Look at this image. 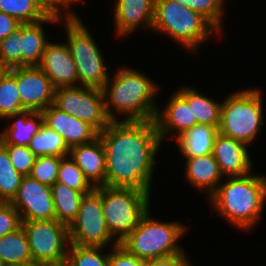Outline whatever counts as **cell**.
<instances>
[{"label": "cell", "instance_id": "35", "mask_svg": "<svg viewBox=\"0 0 266 266\" xmlns=\"http://www.w3.org/2000/svg\"><path fill=\"white\" fill-rule=\"evenodd\" d=\"M225 0H191L190 9L202 14L207 18L219 31L222 32L224 25V5Z\"/></svg>", "mask_w": 266, "mask_h": 266}, {"label": "cell", "instance_id": "18", "mask_svg": "<svg viewBox=\"0 0 266 266\" xmlns=\"http://www.w3.org/2000/svg\"><path fill=\"white\" fill-rule=\"evenodd\" d=\"M155 0H116L114 27L117 36L132 34L144 28L152 31Z\"/></svg>", "mask_w": 266, "mask_h": 266}, {"label": "cell", "instance_id": "15", "mask_svg": "<svg viewBox=\"0 0 266 266\" xmlns=\"http://www.w3.org/2000/svg\"><path fill=\"white\" fill-rule=\"evenodd\" d=\"M247 147L249 148L241 141L217 133L212 154L224 178L246 176L253 172V162Z\"/></svg>", "mask_w": 266, "mask_h": 266}, {"label": "cell", "instance_id": "4", "mask_svg": "<svg viewBox=\"0 0 266 266\" xmlns=\"http://www.w3.org/2000/svg\"><path fill=\"white\" fill-rule=\"evenodd\" d=\"M154 30L168 35L190 53H196L203 42L220 33L202 14L170 0H155Z\"/></svg>", "mask_w": 266, "mask_h": 266}, {"label": "cell", "instance_id": "12", "mask_svg": "<svg viewBox=\"0 0 266 266\" xmlns=\"http://www.w3.org/2000/svg\"><path fill=\"white\" fill-rule=\"evenodd\" d=\"M16 79L22 107L42 112L54 103L55 87L39 66H22L8 69Z\"/></svg>", "mask_w": 266, "mask_h": 266}, {"label": "cell", "instance_id": "10", "mask_svg": "<svg viewBox=\"0 0 266 266\" xmlns=\"http://www.w3.org/2000/svg\"><path fill=\"white\" fill-rule=\"evenodd\" d=\"M32 260L40 265L65 264L70 245L68 226L55 220L22 221Z\"/></svg>", "mask_w": 266, "mask_h": 266}, {"label": "cell", "instance_id": "39", "mask_svg": "<svg viewBox=\"0 0 266 266\" xmlns=\"http://www.w3.org/2000/svg\"><path fill=\"white\" fill-rule=\"evenodd\" d=\"M108 266H145L146 261L129 253L120 244L111 247Z\"/></svg>", "mask_w": 266, "mask_h": 266}, {"label": "cell", "instance_id": "17", "mask_svg": "<svg viewBox=\"0 0 266 266\" xmlns=\"http://www.w3.org/2000/svg\"><path fill=\"white\" fill-rule=\"evenodd\" d=\"M44 125L61 135L69 148L87 144L99 137V132L87 122L81 121L54 105L42 111Z\"/></svg>", "mask_w": 266, "mask_h": 266}, {"label": "cell", "instance_id": "32", "mask_svg": "<svg viewBox=\"0 0 266 266\" xmlns=\"http://www.w3.org/2000/svg\"><path fill=\"white\" fill-rule=\"evenodd\" d=\"M57 182L83 194H88L95 189L70 155L61 159Z\"/></svg>", "mask_w": 266, "mask_h": 266}, {"label": "cell", "instance_id": "29", "mask_svg": "<svg viewBox=\"0 0 266 266\" xmlns=\"http://www.w3.org/2000/svg\"><path fill=\"white\" fill-rule=\"evenodd\" d=\"M0 11L22 24L39 22L48 16L35 0H0Z\"/></svg>", "mask_w": 266, "mask_h": 266}, {"label": "cell", "instance_id": "11", "mask_svg": "<svg viewBox=\"0 0 266 266\" xmlns=\"http://www.w3.org/2000/svg\"><path fill=\"white\" fill-rule=\"evenodd\" d=\"M53 105L66 114L87 122L99 133L112 122L105 110L101 89L80 85L56 88Z\"/></svg>", "mask_w": 266, "mask_h": 266}, {"label": "cell", "instance_id": "7", "mask_svg": "<svg viewBox=\"0 0 266 266\" xmlns=\"http://www.w3.org/2000/svg\"><path fill=\"white\" fill-rule=\"evenodd\" d=\"M61 23L65 26L66 44L76 65L78 85L102 90L109 80L107 70L110 67L100 47L78 14L62 18Z\"/></svg>", "mask_w": 266, "mask_h": 266}, {"label": "cell", "instance_id": "37", "mask_svg": "<svg viewBox=\"0 0 266 266\" xmlns=\"http://www.w3.org/2000/svg\"><path fill=\"white\" fill-rule=\"evenodd\" d=\"M22 226L19 212L11 203L0 202V238Z\"/></svg>", "mask_w": 266, "mask_h": 266}, {"label": "cell", "instance_id": "25", "mask_svg": "<svg viewBox=\"0 0 266 266\" xmlns=\"http://www.w3.org/2000/svg\"><path fill=\"white\" fill-rule=\"evenodd\" d=\"M51 190L55 205L56 220L69 226L75 219L85 194L75 191L59 182L51 186Z\"/></svg>", "mask_w": 266, "mask_h": 266}, {"label": "cell", "instance_id": "19", "mask_svg": "<svg viewBox=\"0 0 266 266\" xmlns=\"http://www.w3.org/2000/svg\"><path fill=\"white\" fill-rule=\"evenodd\" d=\"M69 155L94 187L105 185L106 154L100 137L71 147Z\"/></svg>", "mask_w": 266, "mask_h": 266}, {"label": "cell", "instance_id": "21", "mask_svg": "<svg viewBox=\"0 0 266 266\" xmlns=\"http://www.w3.org/2000/svg\"><path fill=\"white\" fill-rule=\"evenodd\" d=\"M44 23L61 24V18L55 15H48L39 22L22 24V66H38L40 64L44 50L50 42L44 31Z\"/></svg>", "mask_w": 266, "mask_h": 266}, {"label": "cell", "instance_id": "16", "mask_svg": "<svg viewBox=\"0 0 266 266\" xmlns=\"http://www.w3.org/2000/svg\"><path fill=\"white\" fill-rule=\"evenodd\" d=\"M38 66L55 88L78 86L76 65L65 42L50 41Z\"/></svg>", "mask_w": 266, "mask_h": 266}, {"label": "cell", "instance_id": "5", "mask_svg": "<svg viewBox=\"0 0 266 266\" xmlns=\"http://www.w3.org/2000/svg\"><path fill=\"white\" fill-rule=\"evenodd\" d=\"M150 211L148 209L138 225L119 244L145 261L183 253L184 250L178 243L187 232L185 224L155 220L150 216Z\"/></svg>", "mask_w": 266, "mask_h": 266}, {"label": "cell", "instance_id": "30", "mask_svg": "<svg viewBox=\"0 0 266 266\" xmlns=\"http://www.w3.org/2000/svg\"><path fill=\"white\" fill-rule=\"evenodd\" d=\"M25 111L16 79L7 71L0 79V119L6 120L9 116Z\"/></svg>", "mask_w": 266, "mask_h": 266}, {"label": "cell", "instance_id": "20", "mask_svg": "<svg viewBox=\"0 0 266 266\" xmlns=\"http://www.w3.org/2000/svg\"><path fill=\"white\" fill-rule=\"evenodd\" d=\"M184 159L187 182L192 187L204 191L208 199L225 179L215 157L213 154H207Z\"/></svg>", "mask_w": 266, "mask_h": 266}, {"label": "cell", "instance_id": "3", "mask_svg": "<svg viewBox=\"0 0 266 266\" xmlns=\"http://www.w3.org/2000/svg\"><path fill=\"white\" fill-rule=\"evenodd\" d=\"M208 198L212 208L224 220L250 232L262 218L266 204V176L252 174L228 177Z\"/></svg>", "mask_w": 266, "mask_h": 266}, {"label": "cell", "instance_id": "26", "mask_svg": "<svg viewBox=\"0 0 266 266\" xmlns=\"http://www.w3.org/2000/svg\"><path fill=\"white\" fill-rule=\"evenodd\" d=\"M33 261L27 234L21 226L14 232L0 238V262L11 265Z\"/></svg>", "mask_w": 266, "mask_h": 266}, {"label": "cell", "instance_id": "41", "mask_svg": "<svg viewBox=\"0 0 266 266\" xmlns=\"http://www.w3.org/2000/svg\"><path fill=\"white\" fill-rule=\"evenodd\" d=\"M21 24L17 19L0 11V42Z\"/></svg>", "mask_w": 266, "mask_h": 266}, {"label": "cell", "instance_id": "8", "mask_svg": "<svg viewBox=\"0 0 266 266\" xmlns=\"http://www.w3.org/2000/svg\"><path fill=\"white\" fill-rule=\"evenodd\" d=\"M95 189L102 197V211L109 233L122 242L138 225L150 208L151 194L136 188L99 186Z\"/></svg>", "mask_w": 266, "mask_h": 266}, {"label": "cell", "instance_id": "34", "mask_svg": "<svg viewBox=\"0 0 266 266\" xmlns=\"http://www.w3.org/2000/svg\"><path fill=\"white\" fill-rule=\"evenodd\" d=\"M62 157L58 156H36L30 177L40 183L53 186L57 182L58 169Z\"/></svg>", "mask_w": 266, "mask_h": 266}, {"label": "cell", "instance_id": "2", "mask_svg": "<svg viewBox=\"0 0 266 266\" xmlns=\"http://www.w3.org/2000/svg\"><path fill=\"white\" fill-rule=\"evenodd\" d=\"M112 79V80H111ZM139 70L121 66L102 89L105 110L111 121L154 120L158 110L155 100L158 84ZM112 108V109H111ZM118 114V115H117ZM125 117L123 120L118 118Z\"/></svg>", "mask_w": 266, "mask_h": 266}, {"label": "cell", "instance_id": "43", "mask_svg": "<svg viewBox=\"0 0 266 266\" xmlns=\"http://www.w3.org/2000/svg\"><path fill=\"white\" fill-rule=\"evenodd\" d=\"M190 8L191 0H170Z\"/></svg>", "mask_w": 266, "mask_h": 266}, {"label": "cell", "instance_id": "45", "mask_svg": "<svg viewBox=\"0 0 266 266\" xmlns=\"http://www.w3.org/2000/svg\"><path fill=\"white\" fill-rule=\"evenodd\" d=\"M39 266H66L65 264H45V265H39Z\"/></svg>", "mask_w": 266, "mask_h": 266}, {"label": "cell", "instance_id": "22", "mask_svg": "<svg viewBox=\"0 0 266 266\" xmlns=\"http://www.w3.org/2000/svg\"><path fill=\"white\" fill-rule=\"evenodd\" d=\"M7 119H16L0 133L2 144H15L28 146L35 134L44 124L42 112L25 110L21 113L9 116Z\"/></svg>", "mask_w": 266, "mask_h": 266}, {"label": "cell", "instance_id": "38", "mask_svg": "<svg viewBox=\"0 0 266 266\" xmlns=\"http://www.w3.org/2000/svg\"><path fill=\"white\" fill-rule=\"evenodd\" d=\"M40 7L48 14L62 18L75 15L72 11L74 3L82 2L81 0H35ZM63 14V15H62Z\"/></svg>", "mask_w": 266, "mask_h": 266}, {"label": "cell", "instance_id": "6", "mask_svg": "<svg viewBox=\"0 0 266 266\" xmlns=\"http://www.w3.org/2000/svg\"><path fill=\"white\" fill-rule=\"evenodd\" d=\"M247 88L229 94L221 103L218 132L251 145L264 126L263 93Z\"/></svg>", "mask_w": 266, "mask_h": 266}, {"label": "cell", "instance_id": "28", "mask_svg": "<svg viewBox=\"0 0 266 266\" xmlns=\"http://www.w3.org/2000/svg\"><path fill=\"white\" fill-rule=\"evenodd\" d=\"M23 177L11 164L7 148L0 142V202H12Z\"/></svg>", "mask_w": 266, "mask_h": 266}, {"label": "cell", "instance_id": "9", "mask_svg": "<svg viewBox=\"0 0 266 266\" xmlns=\"http://www.w3.org/2000/svg\"><path fill=\"white\" fill-rule=\"evenodd\" d=\"M68 232L70 244L77 246L114 247L119 244L109 233L102 211V197L96 189L84 195Z\"/></svg>", "mask_w": 266, "mask_h": 266}, {"label": "cell", "instance_id": "40", "mask_svg": "<svg viewBox=\"0 0 266 266\" xmlns=\"http://www.w3.org/2000/svg\"><path fill=\"white\" fill-rule=\"evenodd\" d=\"M191 261L186 252L167 257L146 260L145 266H191Z\"/></svg>", "mask_w": 266, "mask_h": 266}, {"label": "cell", "instance_id": "23", "mask_svg": "<svg viewBox=\"0 0 266 266\" xmlns=\"http://www.w3.org/2000/svg\"><path fill=\"white\" fill-rule=\"evenodd\" d=\"M219 126L197 124L176 140L179 151L185 158L212 154Z\"/></svg>", "mask_w": 266, "mask_h": 266}, {"label": "cell", "instance_id": "33", "mask_svg": "<svg viewBox=\"0 0 266 266\" xmlns=\"http://www.w3.org/2000/svg\"><path fill=\"white\" fill-rule=\"evenodd\" d=\"M22 24L0 42V63L7 69L22 67Z\"/></svg>", "mask_w": 266, "mask_h": 266}, {"label": "cell", "instance_id": "1", "mask_svg": "<svg viewBox=\"0 0 266 266\" xmlns=\"http://www.w3.org/2000/svg\"><path fill=\"white\" fill-rule=\"evenodd\" d=\"M99 137L106 154L105 186L151 193L162 145L155 121H112Z\"/></svg>", "mask_w": 266, "mask_h": 266}, {"label": "cell", "instance_id": "14", "mask_svg": "<svg viewBox=\"0 0 266 266\" xmlns=\"http://www.w3.org/2000/svg\"><path fill=\"white\" fill-rule=\"evenodd\" d=\"M170 96L165 107L161 111L158 108L154 119L161 141L166 138L177 139L197 125L188 101L178 91Z\"/></svg>", "mask_w": 266, "mask_h": 266}, {"label": "cell", "instance_id": "36", "mask_svg": "<svg viewBox=\"0 0 266 266\" xmlns=\"http://www.w3.org/2000/svg\"><path fill=\"white\" fill-rule=\"evenodd\" d=\"M7 148V152L11 164L23 176H29L34 165L36 155L28 146H18L15 144H3Z\"/></svg>", "mask_w": 266, "mask_h": 266}, {"label": "cell", "instance_id": "13", "mask_svg": "<svg viewBox=\"0 0 266 266\" xmlns=\"http://www.w3.org/2000/svg\"><path fill=\"white\" fill-rule=\"evenodd\" d=\"M11 204L22 221L55 220L56 212L51 186L24 176Z\"/></svg>", "mask_w": 266, "mask_h": 266}, {"label": "cell", "instance_id": "27", "mask_svg": "<svg viewBox=\"0 0 266 266\" xmlns=\"http://www.w3.org/2000/svg\"><path fill=\"white\" fill-rule=\"evenodd\" d=\"M28 147L36 156L65 157L70 153V148L63 137L44 124L40 131L33 136Z\"/></svg>", "mask_w": 266, "mask_h": 266}, {"label": "cell", "instance_id": "31", "mask_svg": "<svg viewBox=\"0 0 266 266\" xmlns=\"http://www.w3.org/2000/svg\"><path fill=\"white\" fill-rule=\"evenodd\" d=\"M106 247L77 246L70 244L67 253L66 266H108L109 253H104Z\"/></svg>", "mask_w": 266, "mask_h": 266}, {"label": "cell", "instance_id": "42", "mask_svg": "<svg viewBox=\"0 0 266 266\" xmlns=\"http://www.w3.org/2000/svg\"><path fill=\"white\" fill-rule=\"evenodd\" d=\"M40 264L34 262V261H28L24 263H18V264H11V265H5V266H39Z\"/></svg>", "mask_w": 266, "mask_h": 266}, {"label": "cell", "instance_id": "44", "mask_svg": "<svg viewBox=\"0 0 266 266\" xmlns=\"http://www.w3.org/2000/svg\"><path fill=\"white\" fill-rule=\"evenodd\" d=\"M8 71V69L6 67H4L1 63H0V79L3 77V75Z\"/></svg>", "mask_w": 266, "mask_h": 266}, {"label": "cell", "instance_id": "24", "mask_svg": "<svg viewBox=\"0 0 266 266\" xmlns=\"http://www.w3.org/2000/svg\"><path fill=\"white\" fill-rule=\"evenodd\" d=\"M178 92L188 101L197 124L219 126L222 102L214 101L191 86L180 87Z\"/></svg>", "mask_w": 266, "mask_h": 266}]
</instances>
